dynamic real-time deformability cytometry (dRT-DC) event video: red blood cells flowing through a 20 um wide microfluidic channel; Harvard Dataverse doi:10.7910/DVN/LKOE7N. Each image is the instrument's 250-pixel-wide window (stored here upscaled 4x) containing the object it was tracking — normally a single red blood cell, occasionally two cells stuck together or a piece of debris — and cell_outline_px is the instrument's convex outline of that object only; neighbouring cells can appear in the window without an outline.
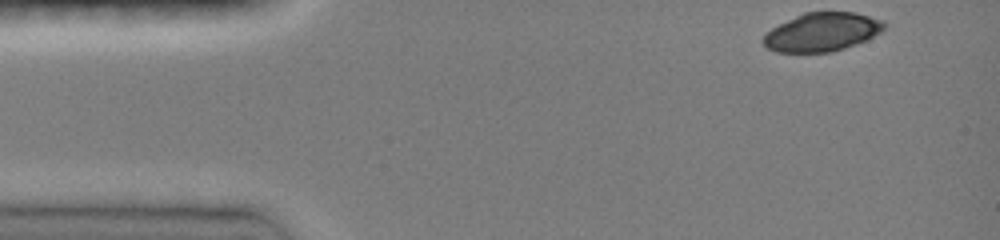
{"species": "common noctule bat (a hibernating species)", "species_latin": "Nyctalus noctula", "temperature_condition": "room temperature", "stored_images_in_passage": 39, "camera_frame_rate_fps": 3000, "um_per_image_px": 0.085, "animal": {"sex": "female", "body_mass_g": 19.0, "forearm_length_mm": 51.5}, "frame": {"image": 1, "passage_image": 1, "time_ms": 0.0, "image_size_px": [1000, 240], "cell_outline_px": [[884, 28], [880, 32], [856, 44], [832, 52], [776, 52], [768, 48], [760, 40], [772, 28], [804, 12], [856, 12], [884, 20]], "centroid_in_image_um": [69.87, 2.72], "position_along_channel_um": 15.1, "area_um2": 26.93}}
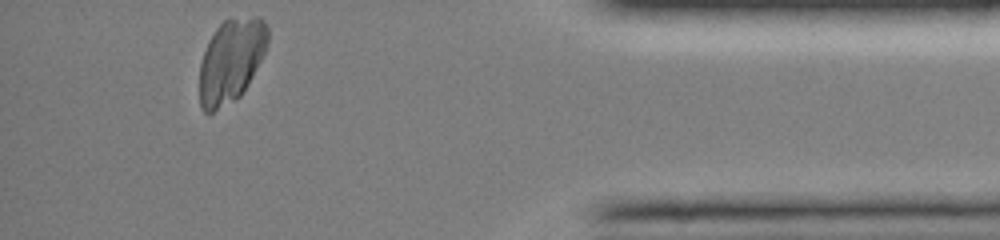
{"frame": {"image": 2, "passage_image": 39, "time_ms": 12.667, "image_size_px": [1000, 240], "cell_outline_px": [[268, 44], [248, 84], [240, 96], [212, 112], [204, 112], [200, 104], [200, 64], [208, 40], [216, 28], [224, 20], [252, 16], [260, 16], [268, 24]], "centroid_in_image_um": [19.65, 5.11], "position_along_channel_um": 415.6, "area_um2": 33.0}}